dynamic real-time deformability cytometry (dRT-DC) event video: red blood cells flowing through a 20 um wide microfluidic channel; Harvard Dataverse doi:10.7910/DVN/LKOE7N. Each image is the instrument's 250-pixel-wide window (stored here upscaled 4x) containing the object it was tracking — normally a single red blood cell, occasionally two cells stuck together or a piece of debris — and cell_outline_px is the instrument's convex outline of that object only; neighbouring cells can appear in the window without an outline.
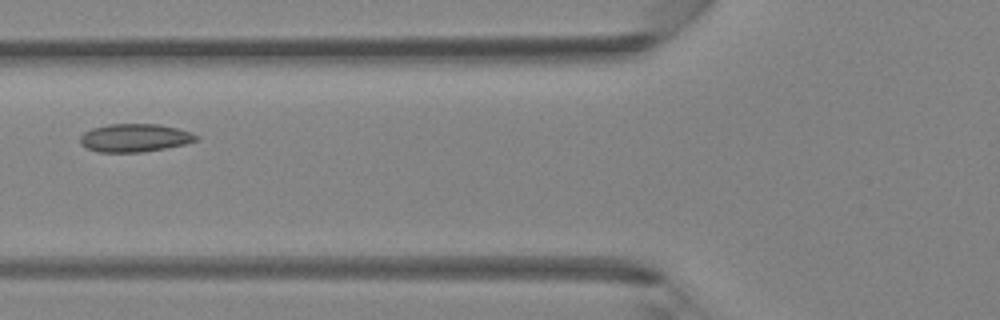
{"species": "Egyptian fruit bat (a non-hibernating species)", "species_latin": "Rousettus aegyptiacus", "temperature_condition": "room temperature", "stored_images_in_passage": 5, "camera_frame_rate_fps": 3000, "um_per_image_px": 0.085, "animal": {"sex": "female"}, "frame": {"image": 1, "passage_image": 4, "time_ms": 3.333, "image_size_px": [1000, 320], "cell_outline_px": [[200, 136], [196, 140], [184, 144], [164, 148], [140, 152], [100, 152], [88, 148], [80, 144], [80, 136], [84, 132], [92, 128], [108, 124], [160, 124], [192, 132]], "centroid_in_image_um": [11.44, 11.71], "position_along_channel_um": 114.4, "area_um2": 18.9}}
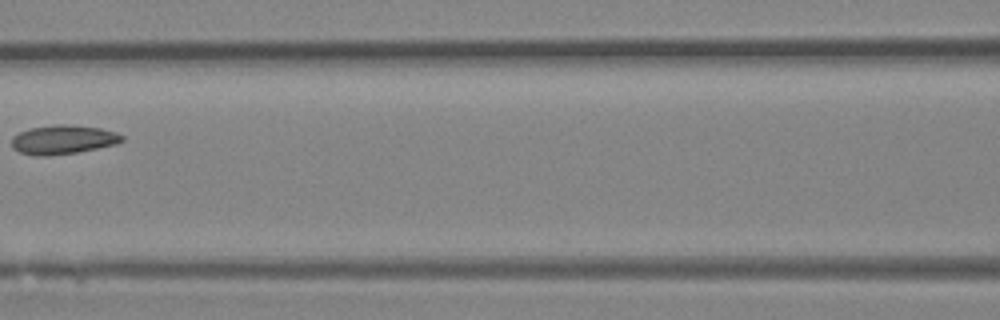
{"frame": {"image": 2, "passage_image": 5, "time_ms": 4.333, "image_size_px": [1000, 320], "cell_outline_px": [[124, 140], [116, 144], [76, 152], [48, 156], [36, 156], [20, 152], [12, 148], [12, 136], [20, 132], [32, 128], [56, 124], [64, 124], [100, 128], [116, 132], [124, 136]], "centroid_in_image_um": [5.35, 11.87], "position_along_channel_um": 161.2, "area_um2": 18.55}}